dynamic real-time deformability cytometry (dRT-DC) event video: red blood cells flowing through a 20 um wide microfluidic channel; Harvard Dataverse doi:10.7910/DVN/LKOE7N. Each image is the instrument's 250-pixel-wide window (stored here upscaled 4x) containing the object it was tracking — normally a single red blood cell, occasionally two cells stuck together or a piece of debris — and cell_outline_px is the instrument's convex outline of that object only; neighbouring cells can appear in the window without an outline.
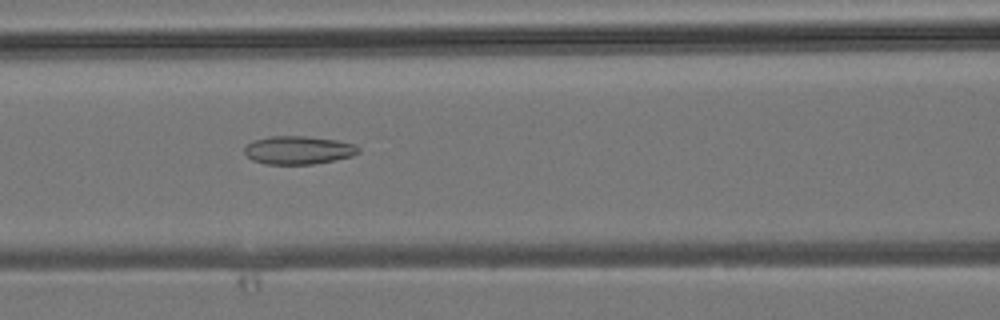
{"species": "common noctule bat (a hibernating species)", "species_latin": "Nyctalus noctula", "temperature_condition": "room temperature", "stored_images_in_passage": 38, "camera_frame_rate_fps": 3000, "um_per_image_px": 0.085, "animal": {"sex": "male", "body_mass_g": 19.2, "forearm_length_mm": 51.8}, "frame": {"image": 1, "passage_image": 13, "time_ms": 4.0, "image_size_px": [1000, 320], "cell_outline_px": [[360, 152], [352, 156], [312, 164], [264, 164], [252, 160], [244, 152], [244, 148], [252, 140], [272, 136], [308, 136], [336, 140], [356, 144], [360, 148]], "centroid_in_image_um": [25.36, 12.75], "position_along_channel_um": 141.2, "area_um2": 18.79}}
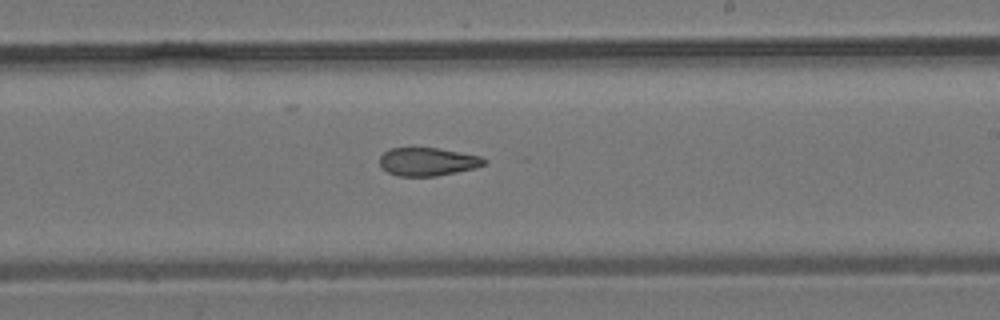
{"frame": {"image": 2, "passage_image": 20, "time_ms": 6.333, "image_size_px": [1000, 320], "cell_outline_px": [[488, 160], [484, 164], [476, 168], [436, 176], [396, 176], [380, 168], [380, 156], [384, 152], [392, 148], [440, 148], [480, 156]], "centroid_in_image_um": [36.34, 13.75], "position_along_channel_um": 252.7, "area_um2": 17.22}}
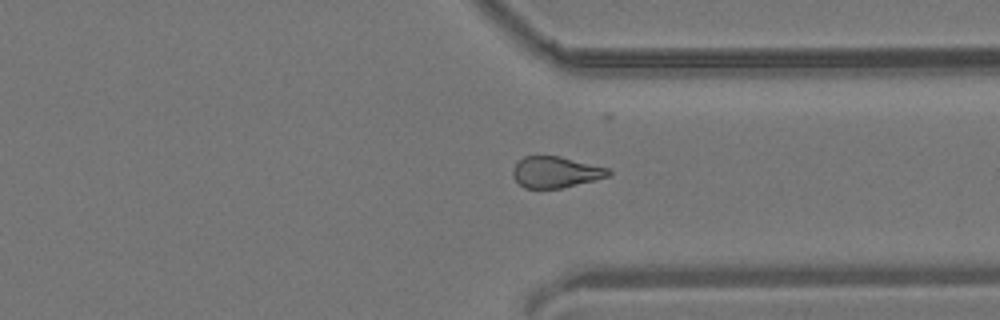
{"frame": {"image": 3, "passage_image": 27, "time_ms": 8.667, "image_size_px": [1000, 320], "cell_outline_px": [[612, 176], [560, 188], [524, 188], [512, 176], [512, 168], [524, 156], [560, 156], [608, 168], [612, 172]], "centroid_in_image_um": [47.24, 14.63], "position_along_channel_um": 364.2, "area_um2": 17.34}}